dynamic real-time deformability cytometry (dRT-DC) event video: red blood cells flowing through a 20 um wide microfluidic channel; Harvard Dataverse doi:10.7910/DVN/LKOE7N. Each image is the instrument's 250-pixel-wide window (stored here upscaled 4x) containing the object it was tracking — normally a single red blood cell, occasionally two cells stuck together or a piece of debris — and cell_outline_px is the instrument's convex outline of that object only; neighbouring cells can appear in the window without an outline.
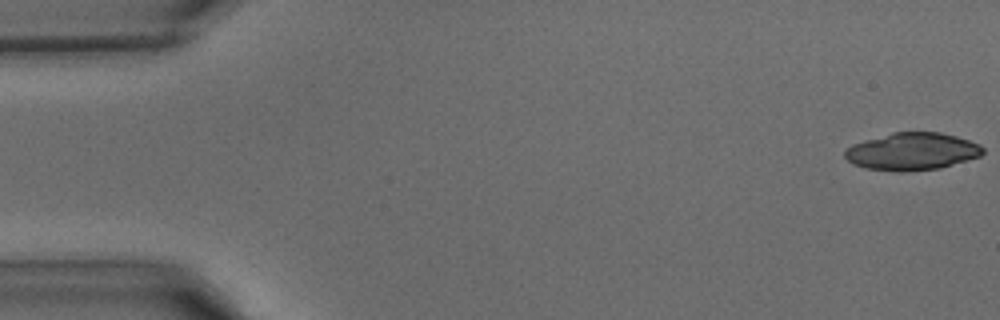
{"species": "common noctule bat (a hibernating species)", "species_latin": "Nyctalus noctula", "temperature_condition": "warm", "stored_images_in_passage": 7, "camera_frame_rate_fps": 3000, "um_per_image_px": 0.085, "animal": {"sex": "male", "body_mass_g": 15.6}, "frame": {"image": 1, "passage_image": 1, "time_ms": 0.0, "image_size_px": [1000, 320], "cell_outline_px": [[984, 152], [980, 156], [940, 168], [904, 172], [896, 172], [868, 168], [852, 164], [844, 156], [844, 152], [852, 144], [864, 140], [892, 132], [940, 132], [956, 136], [980, 144], [984, 148]], "centroid_in_image_um": [77.52, 12.87], "position_along_channel_um": 7.5, "area_um2": 30.11}}